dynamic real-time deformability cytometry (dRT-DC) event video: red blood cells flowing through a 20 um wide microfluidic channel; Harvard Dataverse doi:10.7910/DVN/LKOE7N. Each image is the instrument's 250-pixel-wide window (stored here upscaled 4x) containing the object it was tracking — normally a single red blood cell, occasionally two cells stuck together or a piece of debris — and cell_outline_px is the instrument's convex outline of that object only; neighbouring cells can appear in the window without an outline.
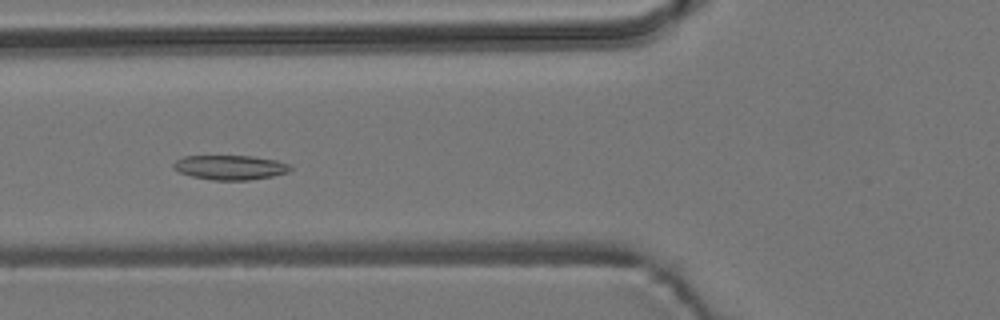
{"species": "common noctule bat (a hibernating species)", "species_latin": "Nyctalus noctula", "temperature_condition": "room temperature", "stored_images_in_passage": 6, "camera_frame_rate_fps": 3000, "um_per_image_px": 0.085, "animal": {"sex": "male", "body_mass_g": 19.2, "forearm_length_mm": 51.8}, "frame": {"image": 1, "passage_image": 5, "time_ms": 4.667, "image_size_px": [1000, 320], "cell_outline_px": [[292, 168], [288, 172], [272, 176], [248, 180], [212, 180], [192, 176], [180, 172], [172, 168], [172, 164], [176, 160], [184, 156], [252, 156], [276, 160], [288, 164]], "centroid_in_image_um": [19.54, 14.23], "position_along_channel_um": 106.3, "area_um2": 16.65}}
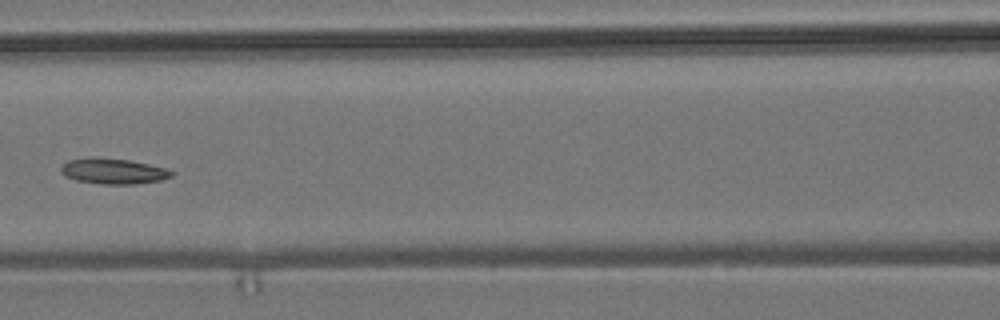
{"frame": {"image": 2, "passage_image": 6, "time_ms": 6.0, "image_size_px": [1000, 320], "cell_outline_px": [[176, 172], [172, 176], [160, 180], [136, 184], [100, 184], [76, 180], [64, 176], [60, 172], [60, 168], [68, 160], [96, 156], [128, 160], [148, 164], [164, 168]], "centroid_in_image_um": [9.6, 14.54], "position_along_channel_um": 157.0, "area_um2": 16.59}}